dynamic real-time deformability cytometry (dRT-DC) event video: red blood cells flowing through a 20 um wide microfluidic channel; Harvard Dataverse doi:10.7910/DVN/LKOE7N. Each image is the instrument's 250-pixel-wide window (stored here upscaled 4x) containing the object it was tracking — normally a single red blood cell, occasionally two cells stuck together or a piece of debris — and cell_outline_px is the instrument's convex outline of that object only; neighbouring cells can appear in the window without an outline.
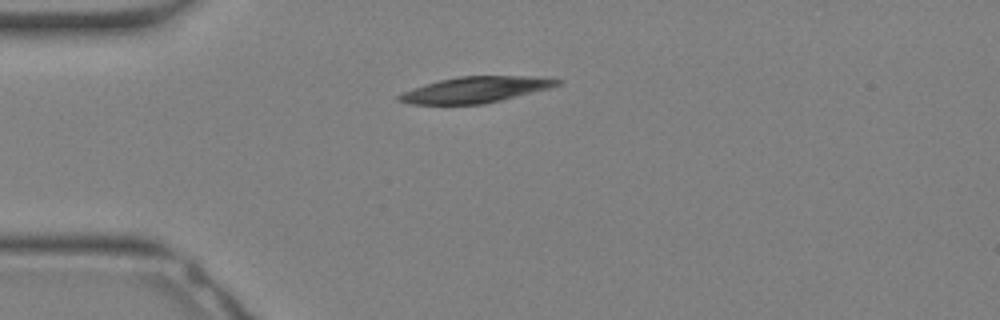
{"species": "Egyptian fruit bat (a non-hibernating species)", "species_latin": "Rousettus aegyptiacus", "temperature_condition": "warm", "stored_images_in_passage": 25, "camera_frame_rate_fps": 3000, "um_per_image_px": 0.085, "animal": {"sex": "female"}, "frame": {"image": 1, "passage_image": 1, "time_ms": 0.0, "image_size_px": [1000, 320], "cell_outline_px": [[564, 80], [560, 84], [548, 88], [484, 104], [408, 104], [396, 100], [396, 96], [412, 88], [424, 84], [440, 80], [460, 76], [520, 76]], "centroid_in_image_um": [40.33, 7.63], "position_along_channel_um": 44.7, "area_um2": 23.58}}
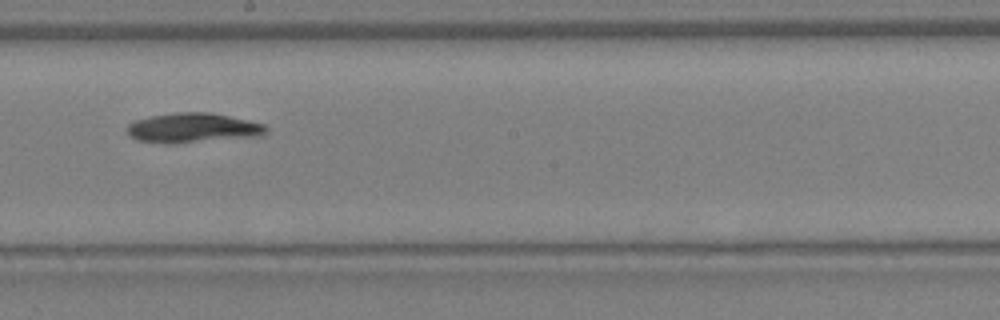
{"frame": {"image": 2, "passage_image": 11, "time_ms": 3.333, "image_size_px": [1000, 320], "cell_outline_px": [[268, 128], [260, 136], [176, 144], [164, 144], [136, 140], [128, 136], [124, 128], [128, 124], [136, 120], [152, 116], [176, 112], [208, 112], [248, 120], [264, 124]], "centroid_in_image_um": [16.32, 10.89], "position_along_channel_um": 231.9, "area_um2": 24.33}}
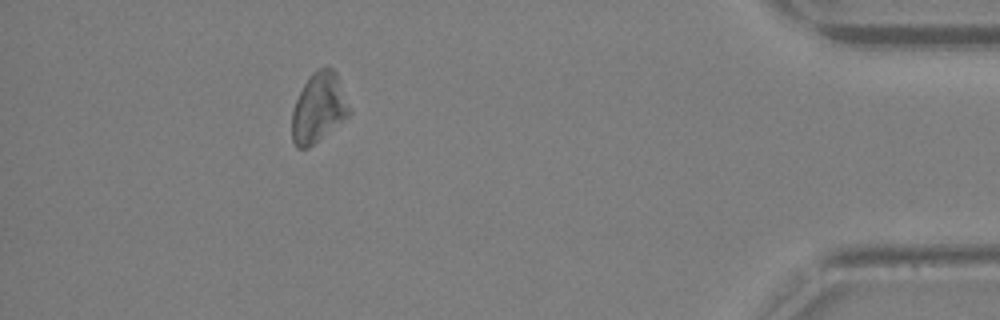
{"frame": {"image": 3, "passage_image": 22, "time_ms": 7.0, "image_size_px": [1000, 320], "cell_outline_px": [[352, 112], [348, 116], [308, 148], [296, 148], [292, 140], [292, 112], [296, 100], [304, 84], [312, 72], [320, 68], [332, 68], [336, 72], [352, 108]], "centroid_in_image_um": [27.1, 9.15], "position_along_channel_um": 408.1, "area_um2": 23.18}}